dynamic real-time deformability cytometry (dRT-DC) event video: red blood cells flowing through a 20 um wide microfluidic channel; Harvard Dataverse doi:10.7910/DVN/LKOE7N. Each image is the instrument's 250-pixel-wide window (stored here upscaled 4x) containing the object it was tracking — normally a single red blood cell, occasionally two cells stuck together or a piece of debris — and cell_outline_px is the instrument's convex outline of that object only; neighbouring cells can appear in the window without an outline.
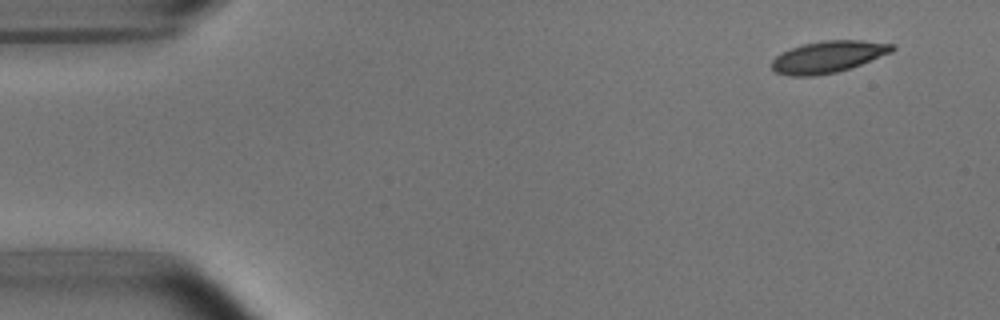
{"species": "common noctule bat (a hibernating species)", "species_latin": "Nyctalus noctula", "temperature_condition": "room temperature", "stored_images_in_passage": 3, "camera_frame_rate_fps": 3000, "um_per_image_px": 0.085, "animal": {"sex": "male", "body_mass_g": 15.6}, "frame": {"image": 1, "passage_image": 1, "time_ms": 0.0, "image_size_px": [1000, 320], "cell_outline_px": [[896, 48], [892, 52], [852, 68], [836, 72], [816, 76], [788, 76], [776, 72], [772, 68], [772, 60], [776, 56], [792, 48], [804, 44], [824, 40], [860, 40], [892, 44]], "centroid_in_image_um": [70.4, 4.84], "position_along_channel_um": 14.6, "area_um2": 22.2}}